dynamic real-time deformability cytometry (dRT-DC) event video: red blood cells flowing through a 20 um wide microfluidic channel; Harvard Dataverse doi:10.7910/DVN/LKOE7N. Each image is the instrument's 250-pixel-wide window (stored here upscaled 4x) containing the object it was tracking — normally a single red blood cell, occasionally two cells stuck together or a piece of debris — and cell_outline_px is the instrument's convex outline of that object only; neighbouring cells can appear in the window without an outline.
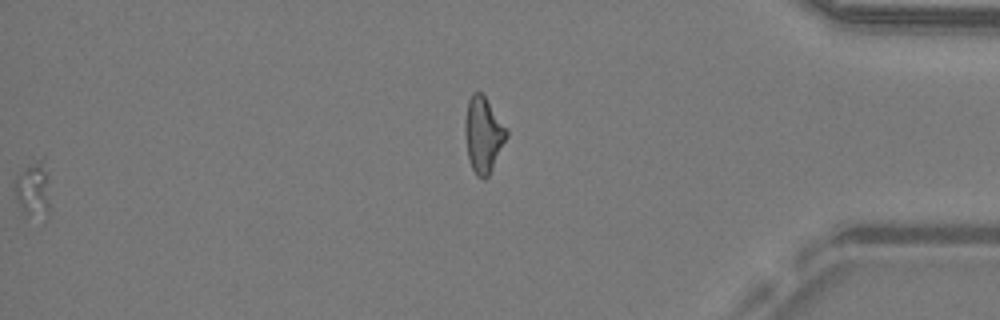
{"species": "common noctule bat (a hibernating species)", "species_latin": "Nyctalus noctula", "temperature_condition": "warm", "stored_images_in_passage": 33, "segment_of_instrument_passage": [2, 2], "camera_frame_rate_fps": 3000, "um_per_image_px": 0.085, "animal": {"sex": "male", "body_mass_g": 19.2, "forearm_length_mm": 51.8}, "frame": {"image": 1, "passage_image": 32, "time_ms": 10.333, "image_size_px": [1000, 320], "cell_outline_px": [[48, 212], [24, 212], [16, 200], [16, 176], [24, 168], [44, 156], [48, 200]], "centroid_in_image_um": [2.79, 15.97], "position_along_channel_um": 432.4, "area_um2": 10.17}}